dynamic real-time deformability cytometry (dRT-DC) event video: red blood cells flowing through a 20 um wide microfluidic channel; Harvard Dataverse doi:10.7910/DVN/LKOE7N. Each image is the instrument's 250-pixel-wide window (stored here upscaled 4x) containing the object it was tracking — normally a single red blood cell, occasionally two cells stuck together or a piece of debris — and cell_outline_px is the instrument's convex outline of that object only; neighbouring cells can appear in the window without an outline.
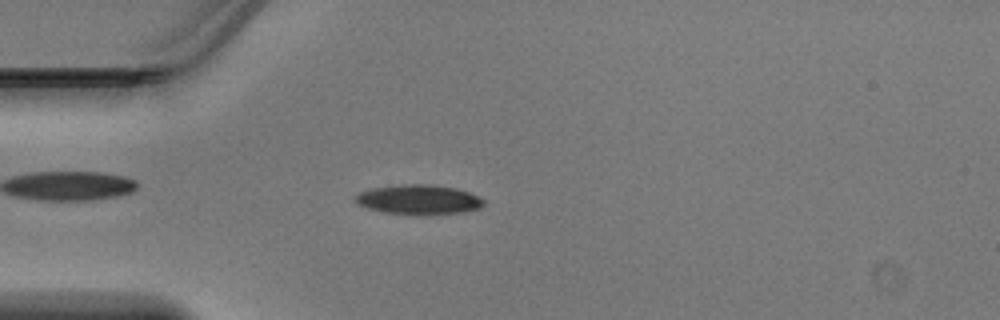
{"species": "Egyptian fruit bat (a non-hibernating species)", "species_latin": "Rousettus aegyptiacus", "temperature_condition": "warm", "stored_images_in_passage": 46, "camera_frame_rate_fps": 3000, "um_per_image_px": 0.085, "animal": {"sex": "male"}, "frame": {"image": 1, "passage_image": 12, "time_ms": 3.667, "image_size_px": [1000, 320], "cell_outline_px": [[484, 204], [480, 208], [460, 212], [384, 212], [368, 208], [356, 204], [356, 196], [360, 192], [368, 188], [400, 184], [432, 184], [456, 188], [468, 192], [484, 200]], "centroid_in_image_um": [35.54, 16.91], "position_along_channel_um": 49.5, "area_um2": 21.33}}
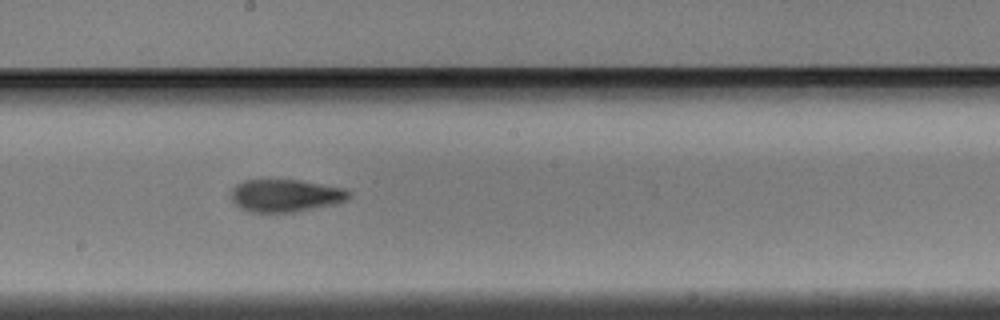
{"frame": {"image": 2, "passage_image": 25, "time_ms": 8.0, "image_size_px": [1000, 320], "cell_outline_px": [[352, 196], [348, 200], [336, 204], [292, 212], [252, 212], [240, 208], [232, 200], [232, 188], [236, 184], [244, 180], [300, 180], [344, 188], [352, 192]], "centroid_in_image_um": [24.31, 16.62], "position_along_channel_um": 223.9, "area_um2": 22.43}}
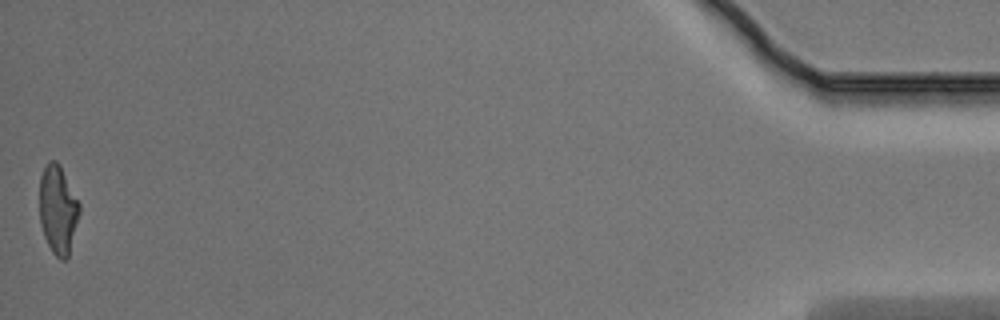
{"frame": {"image": 3, "passage_image": 46, "time_ms": 15.0, "image_size_px": [1000, 320], "cell_outline_px": [[80, 212], [68, 256], [64, 260], [60, 260], [52, 252], [44, 236], [40, 224], [40, 176], [48, 160], [56, 160], [60, 164], [80, 204]], "centroid_in_image_um": [4.92, 17.8], "position_along_channel_um": 430.3, "area_um2": 20.58}}